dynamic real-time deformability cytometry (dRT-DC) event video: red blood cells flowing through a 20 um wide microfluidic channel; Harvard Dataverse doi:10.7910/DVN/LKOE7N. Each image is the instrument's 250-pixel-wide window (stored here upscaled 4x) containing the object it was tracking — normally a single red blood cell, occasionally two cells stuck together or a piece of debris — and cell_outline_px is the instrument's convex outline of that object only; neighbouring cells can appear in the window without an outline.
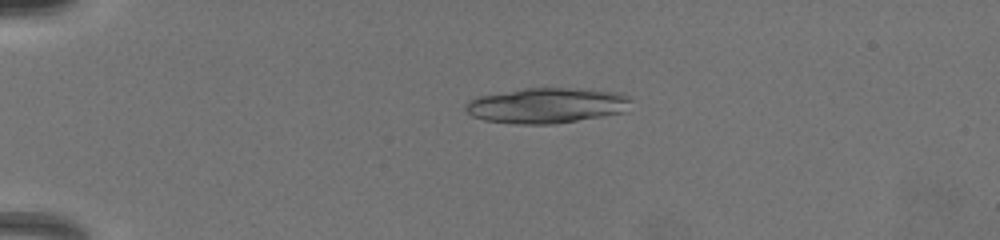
{"species": "common noctule bat (a hibernating species)", "species_latin": "Nyctalus noctula", "temperature_condition": "warm", "stored_images_in_passage": 96, "camera_frame_rate_fps": 3000, "um_per_image_px": 0.085, "animal": {"sex": "female", "body_mass_g": 19.5, "forearm_length_mm": 54.1}, "frame": {"image": 1, "passage_image": 4, "time_ms": 0.333, "image_size_px": [1000, 240], "cell_outline_px": [[632, 100], [624, 112], [556, 124], [512, 124], [484, 120], [472, 116], [464, 108], [464, 104], [468, 100], [476, 96], [524, 88], [580, 88], [612, 92], [628, 96]], "centroid_in_image_um": [46.41, 8.97], "position_along_channel_um": 38.6, "area_um2": 34.28}}